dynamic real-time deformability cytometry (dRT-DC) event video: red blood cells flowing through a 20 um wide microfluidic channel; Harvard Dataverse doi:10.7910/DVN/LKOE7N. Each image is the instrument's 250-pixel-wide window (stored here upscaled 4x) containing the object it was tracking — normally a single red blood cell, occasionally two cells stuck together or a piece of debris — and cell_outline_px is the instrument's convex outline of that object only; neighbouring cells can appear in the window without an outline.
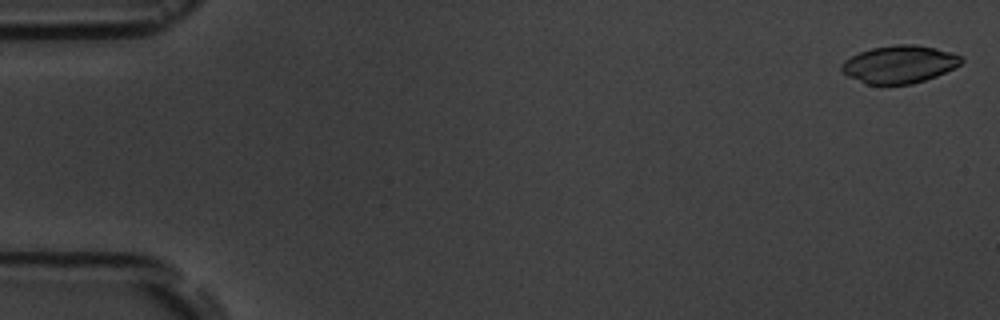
{"species": "common noctule bat (a hibernating species)", "species_latin": "Nyctalus noctula", "temperature_condition": "room temperature", "stored_images_in_passage": 4, "camera_frame_rate_fps": 3000, "um_per_image_px": 0.085, "animal": {"sex": "male", "body_mass_g": 19.5, "forearm_length_mm": 54.6}, "frame": {"image": 1, "passage_image": 1, "time_ms": 0.0, "image_size_px": [1000, 320], "cell_outline_px": [[964, 60], [960, 64], [936, 76], [912, 84], [864, 84], [840, 72], [840, 64], [844, 60], [860, 52], [872, 48], [896, 44], [912, 44], [936, 48], [952, 52], [964, 56]], "centroid_in_image_um": [76.43, 5.46], "position_along_channel_um": 8.6, "area_um2": 26.36}}
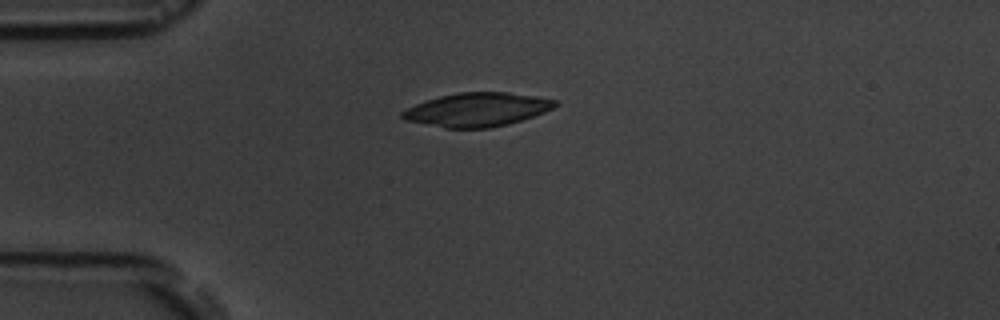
{"frame": {"image": 2, "passage_image": 4, "time_ms": 4.333, "image_size_px": [1000, 320], "cell_outline_px": [[560, 104], [544, 112], [508, 124], [488, 128], [444, 128], [404, 120], [400, 116], [400, 112], [424, 100], [440, 96], [460, 92], [508, 92], [536, 96], [556, 100]], "centroid_in_image_um": [40.53, 9.31], "position_along_channel_um": 44.5, "area_um2": 30.0}}